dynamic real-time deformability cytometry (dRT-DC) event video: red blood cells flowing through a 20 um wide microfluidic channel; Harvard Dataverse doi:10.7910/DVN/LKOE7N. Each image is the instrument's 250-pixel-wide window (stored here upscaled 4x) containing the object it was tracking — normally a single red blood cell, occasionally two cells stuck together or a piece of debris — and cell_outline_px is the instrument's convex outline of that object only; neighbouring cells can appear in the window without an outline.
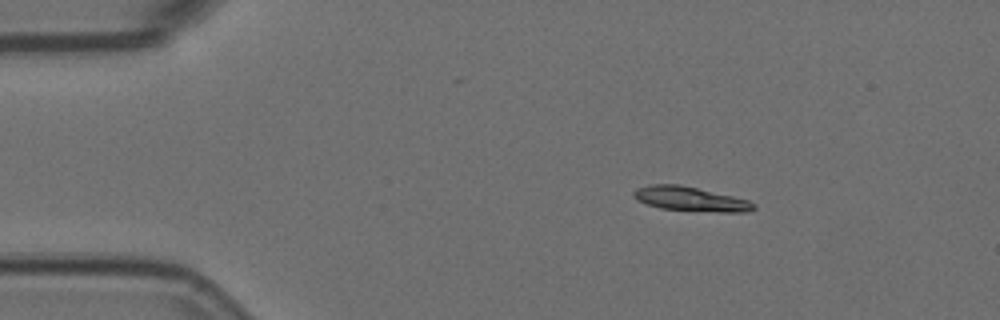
{"species": "Egyptian fruit bat (a non-hibernating species)", "species_latin": "Rousettus aegyptiacus", "temperature_condition": "room temperature", "stored_images_in_passage": 5, "camera_frame_rate_fps": 3000, "um_per_image_px": 0.085, "animal": {"sex": "female"}, "frame": {"image": 1, "passage_image": 2, "time_ms": 0.333, "image_size_px": [1000, 320], "cell_outline_px": [[756, 208], [748, 212], [720, 212], [660, 208], [636, 200], [632, 192], [636, 188], [652, 184], [680, 184], [732, 196], [748, 200], [756, 204]], "centroid_in_image_um": [58.69, 16.91], "position_along_channel_um": 26.3, "area_um2": 16.94}}
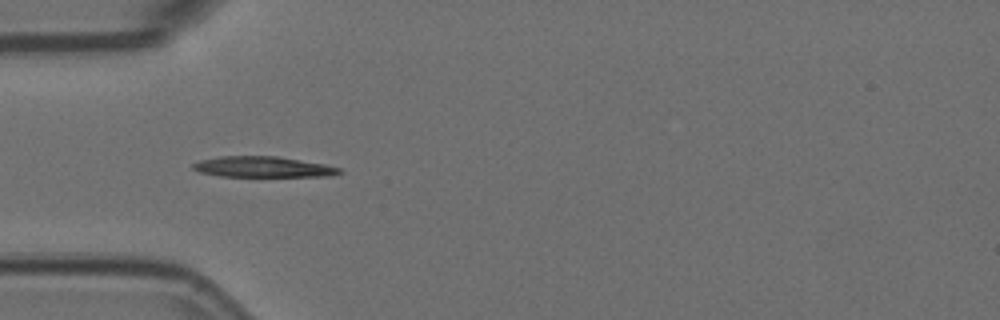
{"frame": {"image": 2, "passage_image": 4, "time_ms": 1.0, "image_size_px": [1000, 320], "cell_outline_px": [[344, 172], [332, 176], [220, 176], [200, 172], [192, 168], [192, 164], [200, 160], [220, 156], [276, 156], [324, 164], [340, 168]], "centroid_in_image_um": [22.36, 14.19], "position_along_channel_um": 62.6, "area_um2": 17.57}}
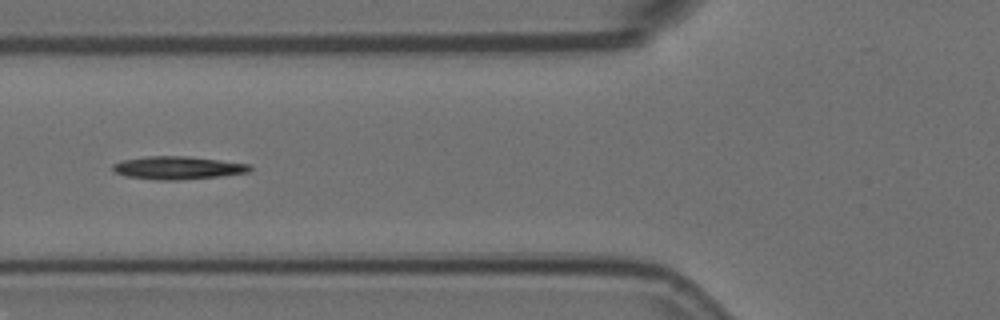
{"frame": {"image": 3, "passage_image": 5, "time_ms": 1.333, "image_size_px": [1000, 320], "cell_outline_px": [[252, 168], [248, 172], [220, 176], [180, 180], [156, 180], [124, 176], [116, 172], [112, 168], [112, 164], [124, 160], [144, 156], [188, 156], [252, 164]], "centroid_in_image_um": [15.11, 14.26], "position_along_channel_um": 110.7, "area_um2": 18.44}}